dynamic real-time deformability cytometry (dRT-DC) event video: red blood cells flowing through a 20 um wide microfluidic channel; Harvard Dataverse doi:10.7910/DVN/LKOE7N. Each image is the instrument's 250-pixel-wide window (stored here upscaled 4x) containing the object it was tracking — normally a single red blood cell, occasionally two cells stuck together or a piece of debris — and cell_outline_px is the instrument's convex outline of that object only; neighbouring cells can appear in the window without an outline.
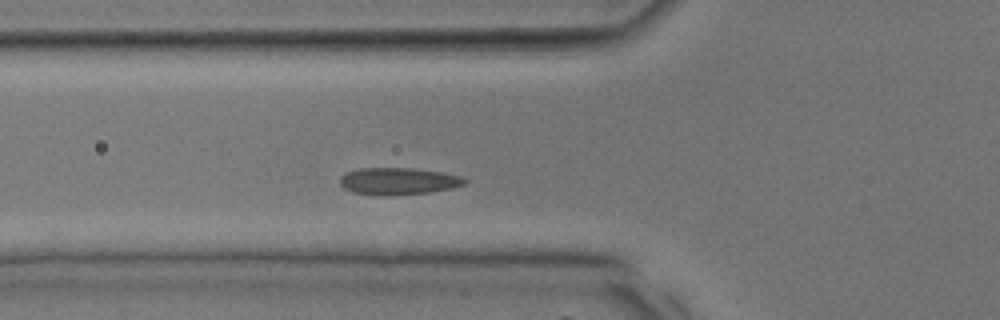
{"species": "common noctule bat (a hibernating species)", "species_latin": "Nyctalus noctula", "temperature_condition": "room temperature", "stored_images_in_passage": 32, "camera_frame_rate_fps": 3000, "um_per_image_px": 0.085, "animal": {"sex": "male", "body_mass_g": 17.9, "forearm_length_mm": 54.2}, "frame": {"image": 1, "passage_image": 7, "time_ms": 2.0, "image_size_px": [1000, 320], "cell_outline_px": [[468, 180], [464, 184], [452, 188], [432, 192], [392, 196], [380, 196], [352, 192], [344, 188], [340, 184], [340, 176], [344, 172], [360, 168], [412, 168], [440, 172], [464, 176]], "centroid_in_image_um": [33.84, 15.41], "position_along_channel_um": 92.0, "area_um2": 20.0}}
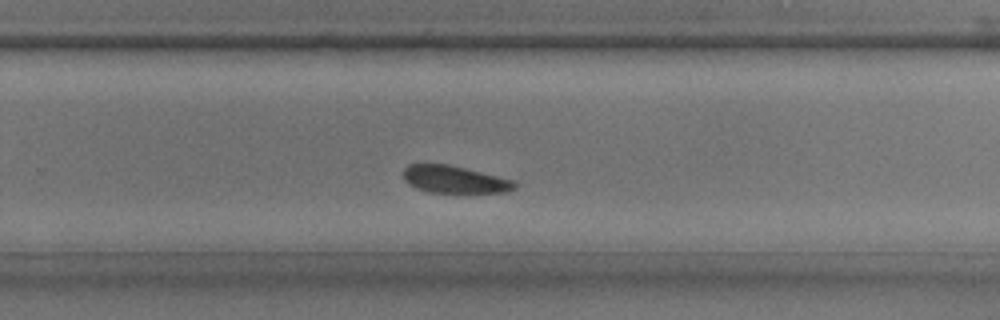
{"frame": {"image": 2, "passage_image": 18, "time_ms": 5.667, "image_size_px": [1000, 320], "cell_outline_px": [[516, 188], [508, 192], [428, 192], [416, 188], [408, 184], [404, 180], [404, 168], [408, 164], [448, 164], [516, 180]], "centroid_in_image_um": [38.65, 15.25], "position_along_channel_um": 291.2, "area_um2": 17.74}}
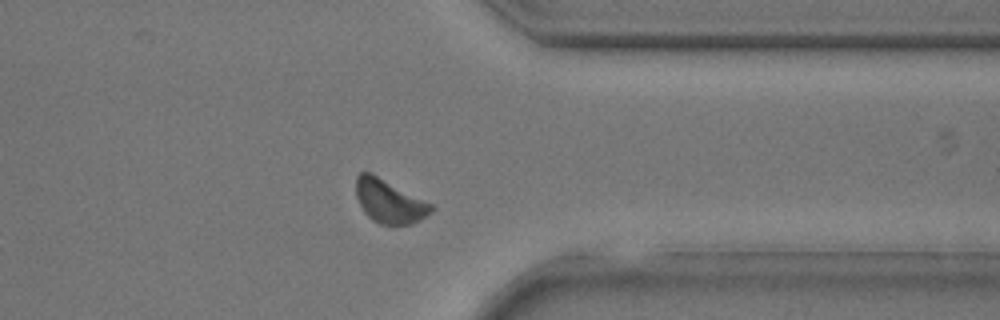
{"frame": {"image": 3, "passage_image": 23, "time_ms": 7.333, "image_size_px": [1000, 320], "cell_outline_px": [[436, 208], [432, 212], [412, 224], [380, 224], [372, 220], [364, 212], [356, 196], [356, 176], [360, 172], [372, 172], [432, 204]], "centroid_in_image_um": [33.09, 17.09], "position_along_channel_um": 378.3, "area_um2": 19.07}}